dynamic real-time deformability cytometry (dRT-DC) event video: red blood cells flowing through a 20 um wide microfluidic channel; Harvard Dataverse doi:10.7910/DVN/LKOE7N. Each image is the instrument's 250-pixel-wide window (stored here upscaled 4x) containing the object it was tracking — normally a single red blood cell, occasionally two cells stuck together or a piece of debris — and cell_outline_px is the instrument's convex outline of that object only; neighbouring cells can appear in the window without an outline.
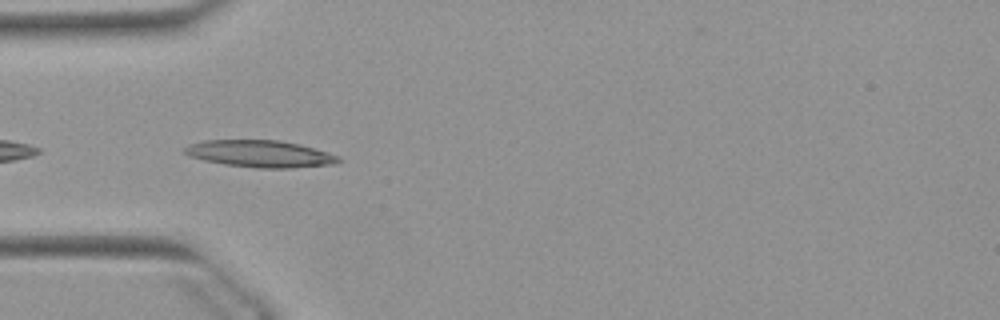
{"species": "Egyptian fruit bat (a non-hibernating species)", "species_latin": "Rousettus aegyptiacus", "temperature_condition": "warm", "stored_images_in_passage": 5, "camera_frame_rate_fps": 3000, "um_per_image_px": 0.085, "animal": {"sex": "female"}, "frame": {"image": 1, "passage_image": 2, "time_ms": 0.333, "image_size_px": [1000, 320], "cell_outline_px": [[340, 160], [336, 164], [292, 168], [256, 168], [224, 164], [204, 160], [188, 156], [184, 152], [184, 148], [188, 144], [204, 140], [280, 140], [300, 144], [340, 156]], "centroid_in_image_um": [22.1, 13.07], "position_along_channel_um": 62.9, "area_um2": 24.28}}
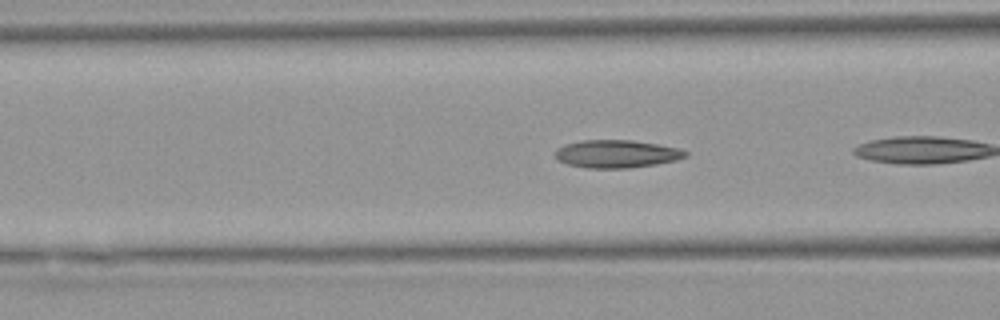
{"frame": {"image": 2, "passage_image": 4, "time_ms": 1.0, "image_size_px": [1000, 320], "cell_outline_px": [[688, 156], [676, 160], [656, 164], [628, 168], [588, 168], [568, 164], [556, 160], [556, 148], [564, 144], [580, 140], [632, 140], [680, 148], [688, 152]], "centroid_in_image_um": [52.4, 13.07], "position_along_channel_um": 114.2, "area_um2": 21.21}}